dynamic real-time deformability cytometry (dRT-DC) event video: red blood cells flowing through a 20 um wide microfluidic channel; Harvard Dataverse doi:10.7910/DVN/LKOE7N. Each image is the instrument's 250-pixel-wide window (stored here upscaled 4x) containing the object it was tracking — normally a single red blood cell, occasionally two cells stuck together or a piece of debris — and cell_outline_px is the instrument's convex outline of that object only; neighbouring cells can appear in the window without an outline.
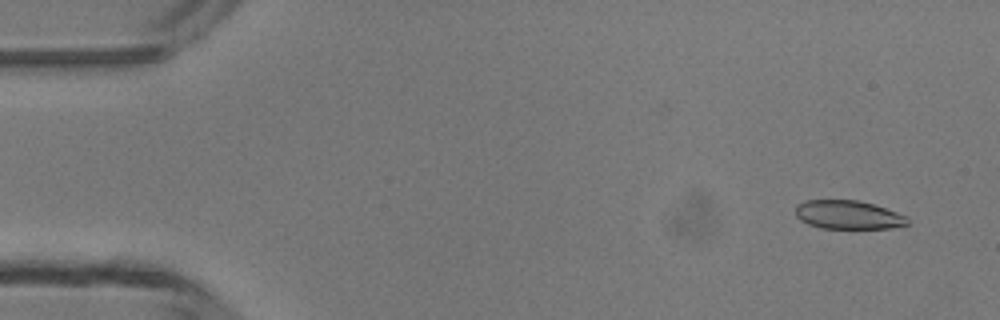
{"species": "common noctule bat (a hibernating species)", "species_latin": "Nyctalus noctula", "temperature_condition": "room temperature", "stored_images_in_passage": 5, "camera_frame_rate_fps": 3000, "um_per_image_px": 0.085, "animal": {"sex": "male", "body_mass_g": 13.3}, "frame": {"image": 1, "passage_image": 1, "time_ms": 0.0, "image_size_px": [1000, 320], "cell_outline_px": [[908, 224], [888, 228], [820, 228], [808, 224], [800, 220], [796, 216], [796, 204], [804, 200], [860, 200], [908, 216]], "centroid_in_image_um": [72.06, 18.25], "position_along_channel_um": 12.9, "area_um2": 18.67}}